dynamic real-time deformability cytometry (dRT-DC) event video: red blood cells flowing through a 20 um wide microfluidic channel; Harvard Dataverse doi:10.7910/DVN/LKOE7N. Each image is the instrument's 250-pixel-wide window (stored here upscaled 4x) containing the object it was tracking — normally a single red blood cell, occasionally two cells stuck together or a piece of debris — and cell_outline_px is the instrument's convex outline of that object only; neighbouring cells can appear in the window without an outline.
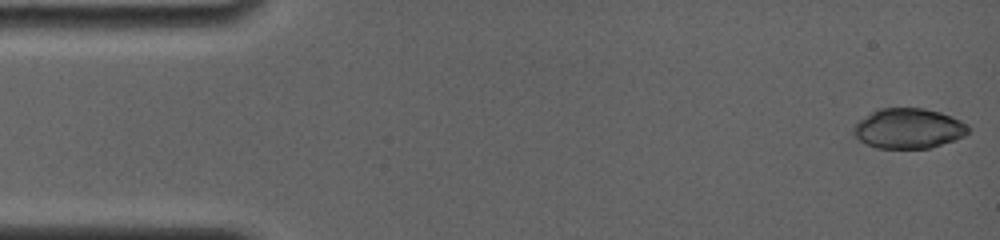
{"species": "common noctule bat (a hibernating species)", "species_latin": "Nyctalus noctula", "temperature_condition": "room temperature", "stored_images_in_passage": 7, "camera_frame_rate_fps": 4000, "um_per_image_px": 0.085, "animal": {"sex": "female", "body_mass_g": 19.0, "forearm_length_mm": 56.7}, "frame": {"image": 1, "passage_image": 1, "time_ms": 0.0, "image_size_px": [1000, 240], "cell_outline_px": [[972, 128], [964, 136], [932, 148], [876, 148], [860, 140], [856, 136], [852, 128], [860, 120], [872, 112], [880, 108], [924, 108], [940, 112], [952, 116], [968, 124]], "centroid_in_image_um": [77.27, 10.91], "position_along_channel_um": 7.7, "area_um2": 26.76}}
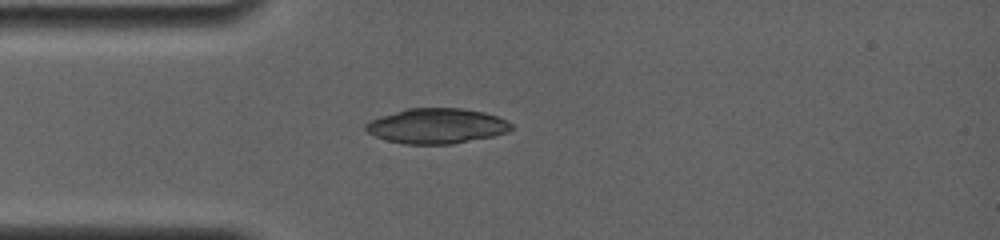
{"frame": {"image": 2, "passage_image": 6, "time_ms": 4.0, "image_size_px": [1000, 240], "cell_outline_px": [[516, 128], [508, 132], [492, 136], [452, 144], [404, 144], [388, 140], [376, 136], [368, 132], [364, 128], [364, 124], [380, 116], [404, 108], [460, 108], [484, 112], [496, 116], [512, 124]], "centroid_in_image_um": [37.12, 10.7], "position_along_channel_um": 47.9, "area_um2": 29.82}}